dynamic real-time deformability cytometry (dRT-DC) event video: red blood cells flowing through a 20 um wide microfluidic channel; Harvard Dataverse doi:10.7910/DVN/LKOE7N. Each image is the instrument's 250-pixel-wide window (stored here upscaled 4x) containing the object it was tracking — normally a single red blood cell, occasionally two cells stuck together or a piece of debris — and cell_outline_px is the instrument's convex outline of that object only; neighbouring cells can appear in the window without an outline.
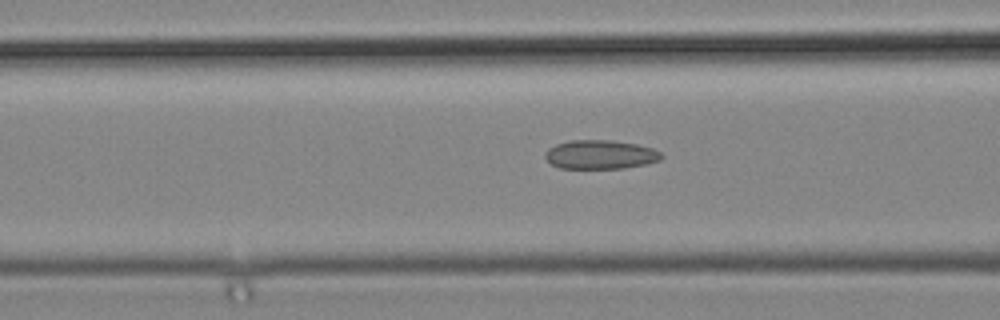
{"species": "common noctule bat (a hibernating species)", "species_latin": "Nyctalus noctula", "temperature_condition": "cold", "stored_images_in_passage": 30, "camera_frame_rate_fps": 3000, "um_per_image_px": 0.085, "animal": {"sex": "male", "body_mass_g": 19.2, "forearm_length_mm": 51.8}, "frame": {"image": 1, "passage_image": 10, "time_ms": 3.0, "image_size_px": [1000, 320], "cell_outline_px": [[664, 156], [660, 160], [644, 164], [624, 168], [560, 168], [552, 164], [544, 156], [544, 152], [548, 148], [556, 144], [568, 140], [612, 140], [636, 144], [652, 148], [660, 152]], "centroid_in_image_um": [51.01, 13.13], "position_along_channel_um": 115.6, "area_um2": 19.59}}
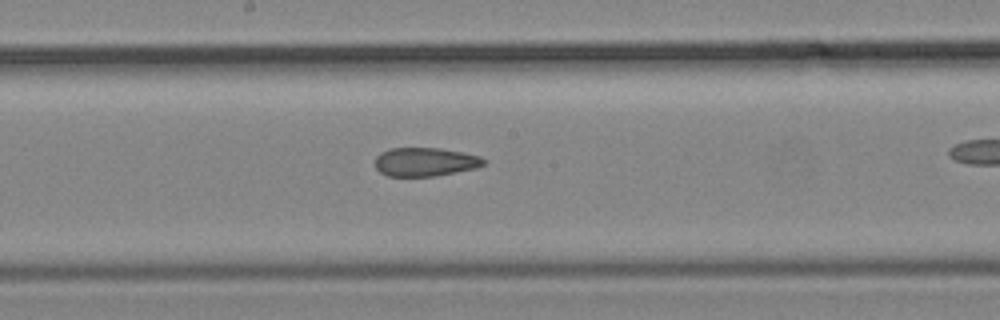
{"frame": {"image": 2, "passage_image": 17, "time_ms": 5.333, "image_size_px": [1000, 320], "cell_outline_px": [[484, 164], [476, 168], [436, 176], [388, 176], [380, 172], [376, 168], [376, 156], [380, 152], [392, 148], [440, 148], [480, 156], [484, 160]], "centroid_in_image_um": [36.11, 13.76], "position_along_channel_um": 212.1, "area_um2": 18.03}}
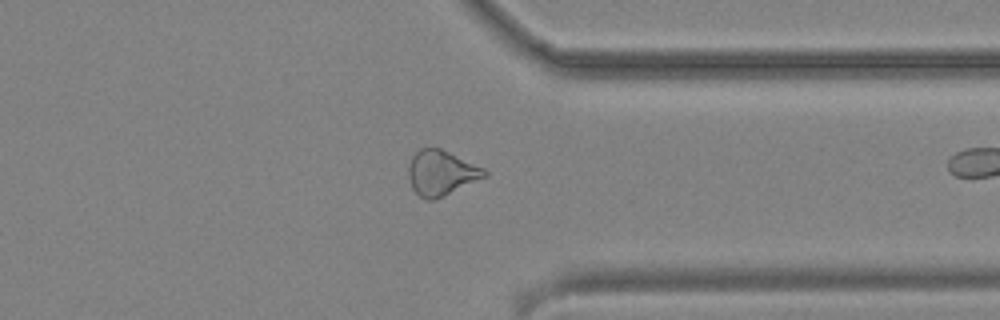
{"frame": {"image": 3, "passage_image": 29, "time_ms": 9.333, "image_size_px": [1000, 320], "cell_outline_px": [[488, 176], [444, 196], [432, 200], [424, 200], [412, 188], [408, 176], [408, 164], [412, 156], [420, 148], [440, 148], [484, 168], [488, 172]], "centroid_in_image_um": [37.5, 14.7], "position_along_channel_um": 373.9, "area_um2": 20.0}}